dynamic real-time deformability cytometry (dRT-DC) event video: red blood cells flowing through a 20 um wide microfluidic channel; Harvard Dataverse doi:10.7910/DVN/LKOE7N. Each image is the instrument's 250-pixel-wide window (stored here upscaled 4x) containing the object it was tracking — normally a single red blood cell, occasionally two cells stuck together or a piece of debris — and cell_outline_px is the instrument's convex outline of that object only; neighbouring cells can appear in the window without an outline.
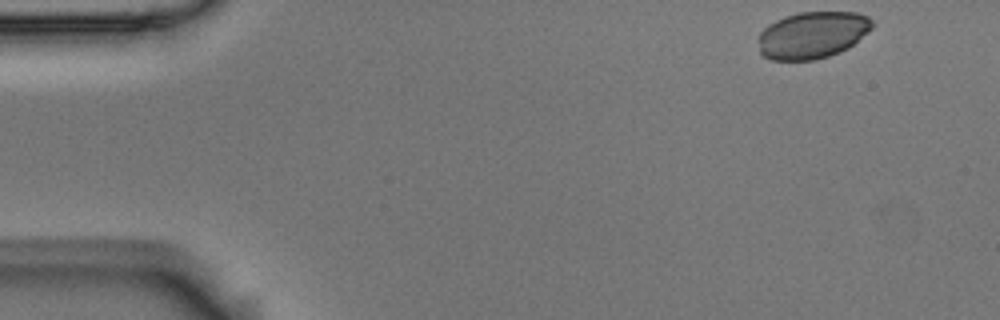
{"species": "Egyptian fruit bat (a non-hibernating species)", "species_latin": "Rousettus aegyptiacus", "temperature_condition": "room temperature", "stored_images_in_passage": 53, "camera_frame_rate_fps": 3000, "um_per_image_px": 0.085, "animal": {"sex": "male"}, "frame": {"image": 1, "passage_image": 1, "time_ms": 0.0, "image_size_px": [1000, 320], "cell_outline_px": [[876, 24], [868, 32], [848, 48], [840, 52], [816, 60], [772, 60], [764, 56], [760, 52], [756, 36], [768, 24], [784, 16], [800, 12], [856, 12], [868, 16]], "centroid_in_image_um": [69.04, 2.97], "position_along_channel_um": 16.0, "area_um2": 31.5}}
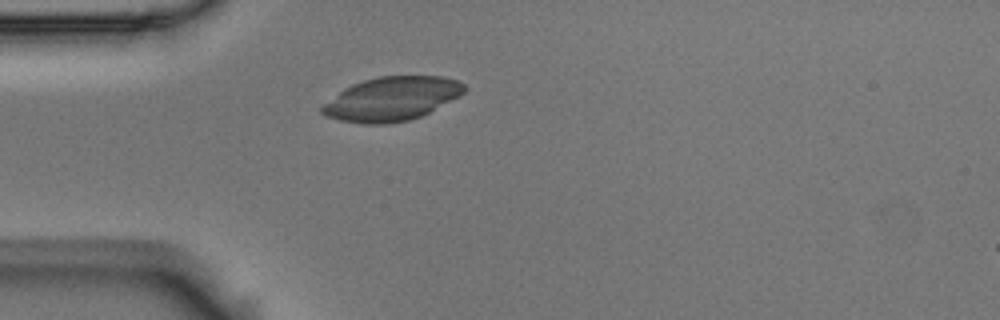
{"frame": {"image": 2, "passage_image": 12, "time_ms": 3.667, "image_size_px": [1000, 320], "cell_outline_px": [[468, 88], [460, 96], [420, 116], [408, 120], [388, 124], [364, 124], [340, 120], [324, 116], [320, 112], [320, 108], [324, 104], [344, 88], [352, 84], [364, 80], [380, 76], [444, 76], [456, 80], [464, 84]], "centroid_in_image_um": [33.29, 8.4], "position_along_channel_um": 51.7, "area_um2": 36.24}}